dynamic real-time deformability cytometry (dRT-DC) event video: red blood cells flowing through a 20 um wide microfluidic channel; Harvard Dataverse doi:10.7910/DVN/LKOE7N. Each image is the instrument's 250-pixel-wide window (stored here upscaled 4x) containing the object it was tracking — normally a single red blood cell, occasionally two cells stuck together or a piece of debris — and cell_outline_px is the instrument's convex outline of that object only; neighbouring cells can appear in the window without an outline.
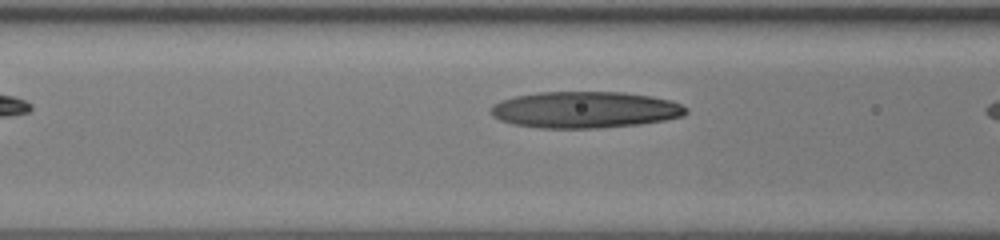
{"species": "human", "species_latin": "Homo sapiens", "temperature_condition": "room temperature", "stored_images_in_passage": 8, "camera_frame_rate_fps": 3000, "um_per_image_px": 0.085, "donor": {"sex": "female"}, "frame": {"image": 1, "passage_image": 4, "time_ms": 1.0, "image_size_px": [1000, 240], "cell_outline_px": [[688, 112], [684, 116], [664, 120], [640, 124], [600, 128], [540, 128], [512, 124], [500, 120], [492, 116], [488, 112], [488, 108], [492, 104], [500, 100], [516, 96], [536, 92], [624, 92], [652, 96], [672, 100], [688, 108]], "centroid_in_image_um": [49.7, 9.33], "position_along_channel_um": 116.9, "area_um2": 42.02}}
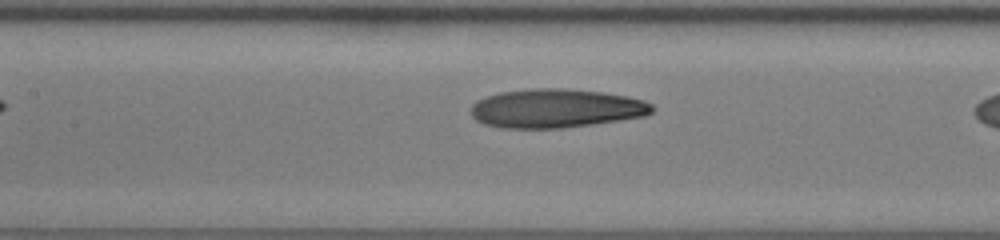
{"frame": {"image": 2, "passage_image": 7, "time_ms": 2.0, "image_size_px": [1000, 240], "cell_outline_px": [[652, 112], [644, 116], [620, 120], [564, 128], [500, 128], [484, 124], [476, 120], [472, 116], [472, 104], [476, 100], [484, 96], [500, 92], [532, 88], [564, 88], [604, 92], [628, 96], [644, 100], [652, 104]], "centroid_in_image_um": [47.24, 9.2], "position_along_channel_um": 160.2, "area_um2": 41.27}}